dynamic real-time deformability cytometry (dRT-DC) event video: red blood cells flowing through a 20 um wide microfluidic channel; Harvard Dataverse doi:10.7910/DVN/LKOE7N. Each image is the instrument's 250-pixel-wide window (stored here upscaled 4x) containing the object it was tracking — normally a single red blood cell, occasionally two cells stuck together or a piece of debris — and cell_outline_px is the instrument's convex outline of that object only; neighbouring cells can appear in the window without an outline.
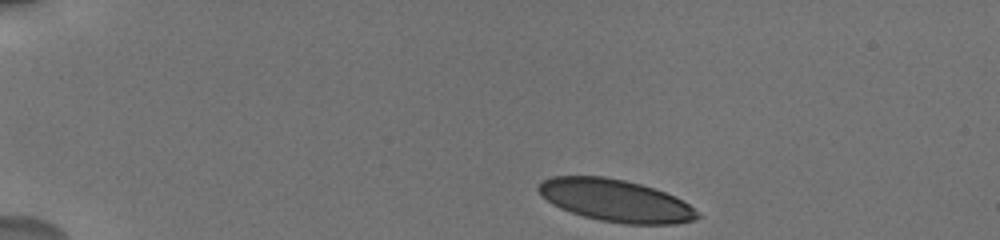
{"species": "human", "species_latin": "Homo sapiens", "temperature_condition": "cold", "stored_images_in_passage": 5, "camera_frame_rate_fps": 3000, "um_per_image_px": 0.085, "donor": {"sex": "male"}, "frame": {"image": 1, "passage_image": 1, "time_ms": 0.0, "image_size_px": [1000, 240], "cell_outline_px": [[704, 216], [692, 220], [676, 224], [624, 224], [600, 220], [584, 216], [560, 208], [552, 204], [536, 188], [540, 180], [552, 176], [604, 176], [624, 180], [640, 184], [664, 192], [688, 204]], "centroid_in_image_um": [52.31, 17.04], "position_along_channel_um": 32.7, "area_um2": 38.9}}
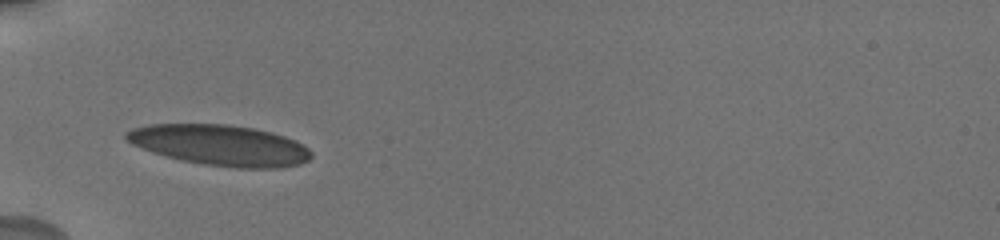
{"frame": {"image": 2, "passage_image": 4, "time_ms": 3.0, "image_size_px": [1000, 240], "cell_outline_px": [[312, 156], [308, 160], [300, 164], [280, 168], [236, 168], [204, 164], [180, 160], [152, 152], [132, 144], [124, 140], [124, 132], [132, 128], [148, 124], [228, 124], [252, 128], [284, 136], [296, 140], [308, 148], [312, 152]], "centroid_in_image_um": [18.68, 12.34], "position_along_channel_um": 66.3, "area_um2": 44.04}}
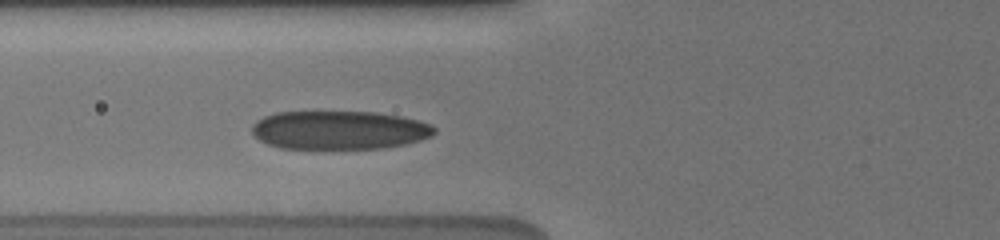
{"frame": {"image": 3, "passage_image": 5, "time_ms": 4.0, "image_size_px": [1000, 240], "cell_outline_px": [[436, 132], [432, 136], [420, 140], [404, 144], [380, 148], [280, 148], [268, 144], [260, 140], [252, 132], [252, 124], [256, 120], [264, 116], [276, 112], [316, 108], [376, 112], [400, 116], [416, 120], [428, 124], [436, 128]], "centroid_in_image_um": [28.77, 10.99], "position_along_channel_um": 97.0, "area_um2": 42.25}}